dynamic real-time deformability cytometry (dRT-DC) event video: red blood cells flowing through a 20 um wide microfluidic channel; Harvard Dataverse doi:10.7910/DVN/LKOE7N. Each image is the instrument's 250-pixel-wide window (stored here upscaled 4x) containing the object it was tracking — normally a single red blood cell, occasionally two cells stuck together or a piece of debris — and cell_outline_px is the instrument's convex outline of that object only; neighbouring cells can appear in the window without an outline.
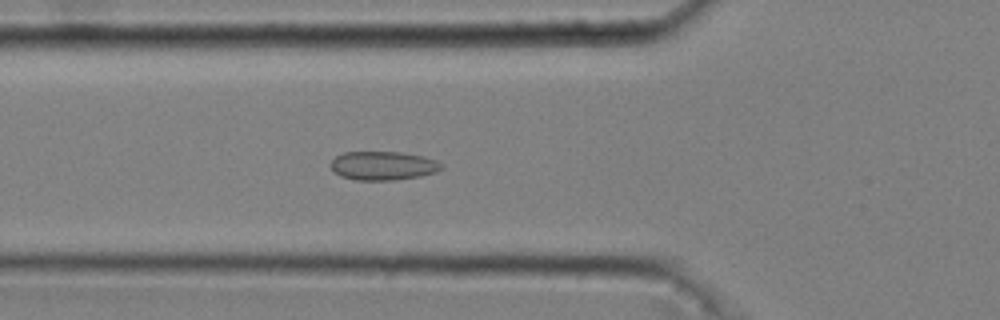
{"species": "common noctule bat (a hibernating species)", "species_latin": "Nyctalus noctula", "temperature_condition": "cold", "stored_images_in_passage": 52, "camera_frame_rate_fps": 3000, "um_per_image_px": 0.085, "animal": {"sex": "male", "body_mass_g": 20.4}, "frame": {"image": 1, "passage_image": 19, "time_ms": 6.0, "image_size_px": [1000, 320], "cell_outline_px": [[444, 168], [436, 172], [420, 176], [396, 180], [356, 180], [340, 176], [332, 168], [332, 160], [336, 156], [344, 152], [400, 152], [420, 156], [436, 160], [444, 164]], "centroid_in_image_um": [32.6, 14.09], "position_along_channel_um": 93.2, "area_um2": 18.5}}
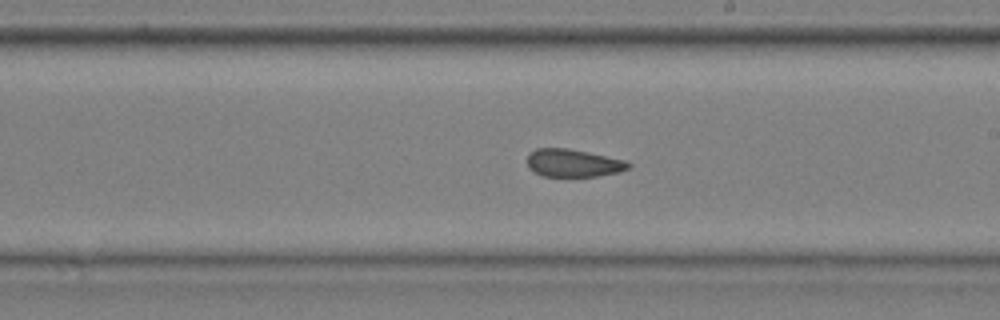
{"frame": {"image": 2, "passage_image": 31, "time_ms": 10.0, "image_size_px": [1000, 320], "cell_outline_px": [[632, 164], [628, 168], [620, 172], [596, 176], [544, 176], [528, 168], [528, 152], [536, 148], [568, 148], [588, 152], [624, 160]], "centroid_in_image_um": [48.71, 13.85], "position_along_channel_um": 240.3, "area_um2": 16.3}}
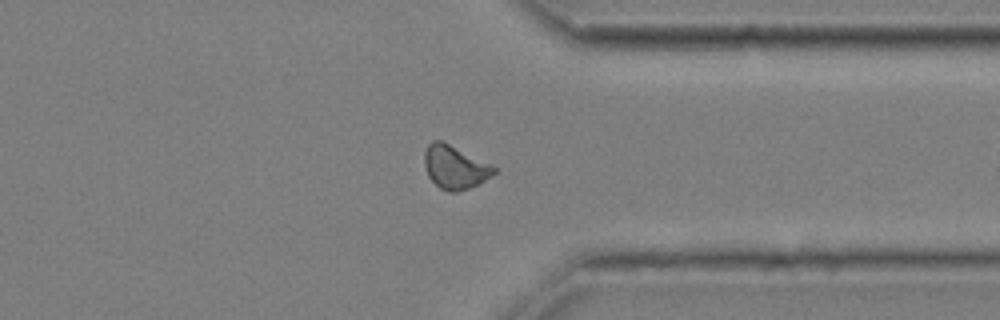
{"frame": {"image": 3, "passage_image": 42, "time_ms": 13.667, "image_size_px": [1000, 320], "cell_outline_px": [[496, 172], [484, 180], [468, 188], [456, 192], [448, 192], [440, 188], [428, 176], [424, 164], [424, 152], [428, 144], [432, 140], [444, 140], [496, 168]], "centroid_in_image_um": [38.61, 14.18], "position_along_channel_um": 372.8, "area_um2": 17.4}, "authors_computed_cell_mechanics": {"area_um2": 17.7157, "velocity_mm_per_s": 3.6746, "shape_relaxation_time_tau1_ms": null, "shape_relaxation_time_tau2_ms": 2.5775, "deformation_change_tau1": null, "deformation_change_tau2": 0.0538}}